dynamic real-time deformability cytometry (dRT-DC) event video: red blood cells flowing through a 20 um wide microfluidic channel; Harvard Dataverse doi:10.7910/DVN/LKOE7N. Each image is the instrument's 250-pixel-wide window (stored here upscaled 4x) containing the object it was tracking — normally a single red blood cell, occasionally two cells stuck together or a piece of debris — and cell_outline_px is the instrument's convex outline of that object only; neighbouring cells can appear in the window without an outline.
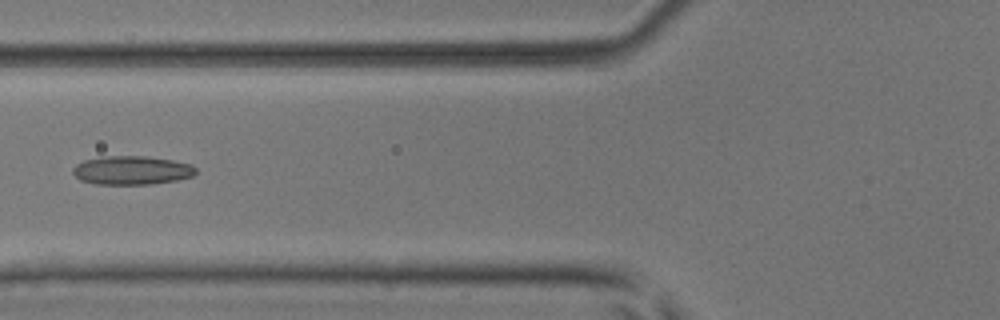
{"species": "common noctule bat (a hibernating species)", "species_latin": "Nyctalus noctula", "temperature_condition": "room temperature", "stored_images_in_passage": 6, "camera_frame_rate_fps": 3000, "um_per_image_px": 0.085, "animal": {"sex": "male", "body_mass_g": 17.9, "forearm_length_mm": 54.2}, "frame": {"image": 1, "passage_image": 6, "time_ms": 1.667, "image_size_px": [1000, 320], "cell_outline_px": [[196, 172], [192, 176], [176, 180], [148, 184], [96, 184], [80, 180], [72, 172], [72, 168], [76, 164], [84, 160], [100, 156], [144, 156], [172, 160], [192, 164], [196, 168]], "centroid_in_image_um": [11.17, 14.47], "position_along_channel_um": 114.6, "area_um2": 20.58}}